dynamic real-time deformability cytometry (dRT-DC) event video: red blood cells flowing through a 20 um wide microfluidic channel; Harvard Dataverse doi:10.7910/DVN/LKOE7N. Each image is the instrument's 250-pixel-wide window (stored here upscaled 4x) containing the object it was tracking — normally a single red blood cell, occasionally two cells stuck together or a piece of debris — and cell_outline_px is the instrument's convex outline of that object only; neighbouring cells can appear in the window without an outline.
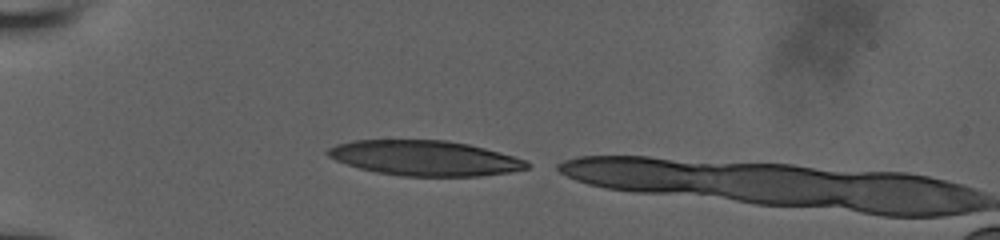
{"species": "human", "species_latin": "Homo sapiens", "temperature_condition": "room temperature", "stored_images_in_passage": 5, "camera_frame_rate_fps": 3000, "um_per_image_px": 0.085, "donor": {"sex": "male"}, "frame": {"image": 1, "passage_image": 1, "time_ms": 0.0, "image_size_px": [1000, 240], "cell_outline_px": [[528, 168], [508, 172], [480, 176], [404, 176], [376, 172], [360, 168], [336, 160], [328, 156], [324, 152], [328, 148], [336, 144], [352, 140], [444, 140], [468, 144], [484, 148], [512, 156], [524, 160], [528, 164]], "centroid_in_image_um": [36.05, 13.43], "position_along_channel_um": 49.0, "area_um2": 40.4}}